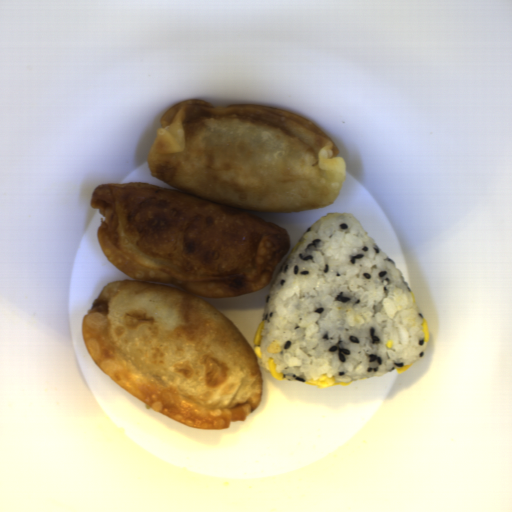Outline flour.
<instances>
[{"label": "flour", "instance_id": "c2a2500e", "mask_svg": "<svg viewBox=\"0 0 512 512\" xmlns=\"http://www.w3.org/2000/svg\"><path fill=\"white\" fill-rule=\"evenodd\" d=\"M151 176L102 183L89 203L104 256L132 279L104 286L81 321L88 355L126 392L200 430L244 421L262 400L255 350L205 298L269 286L287 229L249 213L328 208L346 161L310 118L280 107L176 103L146 156Z\"/></svg>", "mask_w": 512, "mask_h": 512}]
</instances>
